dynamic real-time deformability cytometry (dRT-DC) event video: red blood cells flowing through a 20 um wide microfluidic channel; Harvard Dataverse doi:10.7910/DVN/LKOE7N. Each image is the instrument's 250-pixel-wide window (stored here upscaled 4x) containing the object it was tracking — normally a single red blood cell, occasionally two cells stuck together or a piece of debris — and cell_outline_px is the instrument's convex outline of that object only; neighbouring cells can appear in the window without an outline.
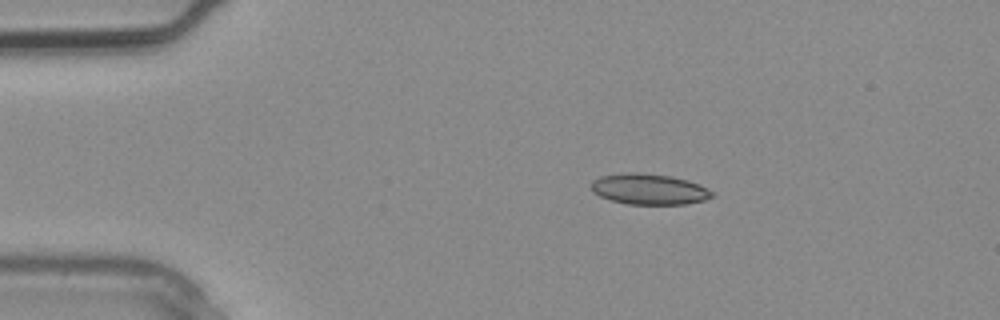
{"species": "common noctule bat (a hibernating species)", "species_latin": "Nyctalus noctula", "temperature_condition": "warm", "stored_images_in_passage": 2, "camera_frame_rate_fps": 3000, "um_per_image_px": 0.085, "animal": {"sex": "male", "body_mass_g": 20.4}, "frame": {"image": 1, "passage_image": 1, "time_ms": 0.0, "image_size_px": [1000, 320], "cell_outline_px": [[716, 196], [704, 200], [684, 204], [628, 204], [612, 200], [600, 196], [592, 192], [592, 180], [600, 176], [624, 172], [640, 172], [672, 176], [688, 180], [700, 184], [708, 188]], "centroid_in_image_um": [55.19, 16.06], "position_along_channel_um": 29.8, "area_um2": 21.85}}
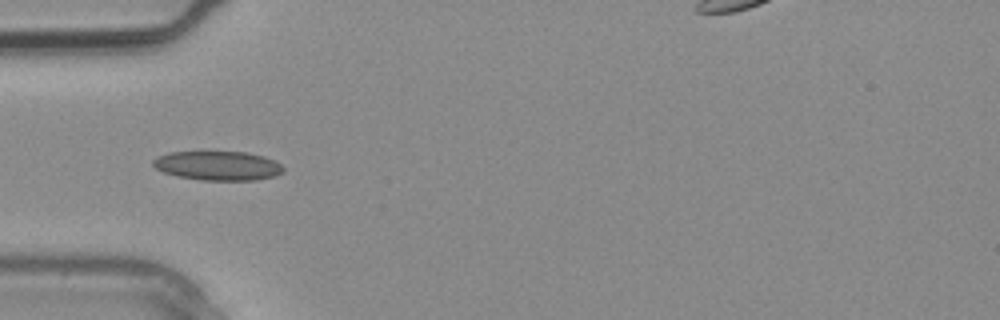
{"frame": {"image": 2, "passage_image": 2, "time_ms": 0.333, "image_size_px": [1000, 320], "cell_outline_px": [[284, 172], [272, 176], [256, 180], [204, 180], [176, 176], [164, 172], [156, 168], [152, 164], [152, 160], [156, 156], [168, 152], [248, 152], [264, 156], [280, 164], [284, 168]], "centroid_in_image_um": [18.49, 14.08], "position_along_channel_um": 66.5, "area_um2": 22.14}}